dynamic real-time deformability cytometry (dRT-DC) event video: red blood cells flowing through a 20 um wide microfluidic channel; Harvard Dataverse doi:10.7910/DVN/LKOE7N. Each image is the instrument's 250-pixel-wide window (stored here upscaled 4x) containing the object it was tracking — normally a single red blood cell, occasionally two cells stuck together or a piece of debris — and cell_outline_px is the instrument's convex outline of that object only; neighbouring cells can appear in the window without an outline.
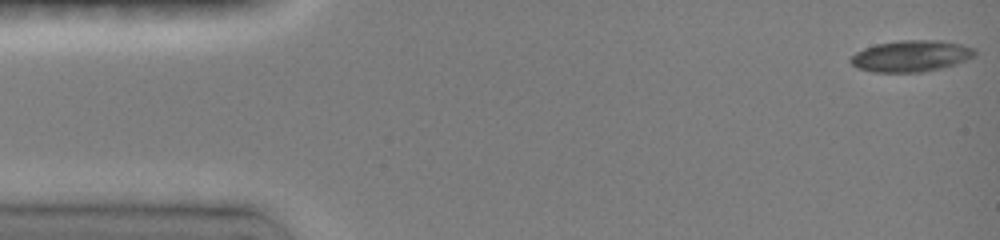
{"species": "common noctule bat (a hibernating species)", "species_latin": "Nyctalus noctula", "temperature_condition": "room temperature", "stored_images_in_passage": 47, "camera_frame_rate_fps": 3000, "um_per_image_px": 0.085, "animal": {"sex": "female", "body_mass_g": 19.0, "forearm_length_mm": 51.5}, "frame": {"image": 1, "passage_image": 1, "time_ms": 0.0, "image_size_px": [1000, 240], "cell_outline_px": [[976, 56], [956, 64], [940, 68], [920, 72], [872, 72], [856, 68], [848, 60], [856, 52], [864, 48], [876, 44], [900, 40], [940, 40], [960, 44], [976, 48]], "centroid_in_image_um": [77.44, 4.76], "position_along_channel_um": 7.6, "area_um2": 22.83}}
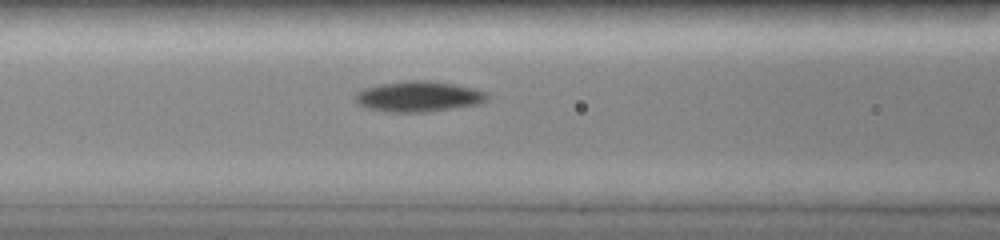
{"frame": {"image": 2, "passage_image": 19, "time_ms": 6.0, "image_size_px": [1000, 240], "cell_outline_px": [[488, 100], [480, 104], [428, 112], [384, 112], [368, 108], [360, 104], [356, 100], [356, 96], [360, 92], [368, 88], [384, 84], [416, 80], [452, 84], [472, 88], [484, 92], [488, 96]], "centroid_in_image_um": [35.64, 8.24], "position_along_channel_um": 131.0, "area_um2": 22.77}}
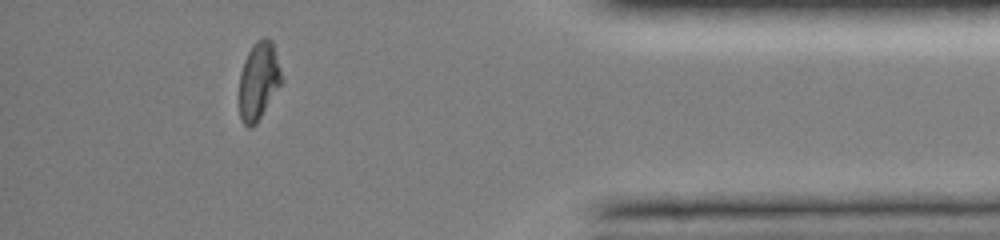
{"frame": {"image": 3, "passage_image": 42, "time_ms": 13.667, "image_size_px": [1000, 240], "cell_outline_px": [[284, 80], [256, 124], [248, 128], [244, 124], [240, 116], [240, 72], [244, 60], [252, 44], [256, 40], [264, 36], [272, 40]], "centroid_in_image_um": [22.0, 6.83], "position_along_channel_um": 413.2, "area_um2": 19.31}, "authors_computed_cell_mechanics": {"area_um2": 21.4438, "velocity_mm_per_s": 4.0337, "shape_relaxation_time_tau1_ms": 4.0623, "shape_relaxation_time_tau2_ms": 6.7719, "deformation_change_tau1": 0.1913, "deformation_change_tau2": 0.0968}}